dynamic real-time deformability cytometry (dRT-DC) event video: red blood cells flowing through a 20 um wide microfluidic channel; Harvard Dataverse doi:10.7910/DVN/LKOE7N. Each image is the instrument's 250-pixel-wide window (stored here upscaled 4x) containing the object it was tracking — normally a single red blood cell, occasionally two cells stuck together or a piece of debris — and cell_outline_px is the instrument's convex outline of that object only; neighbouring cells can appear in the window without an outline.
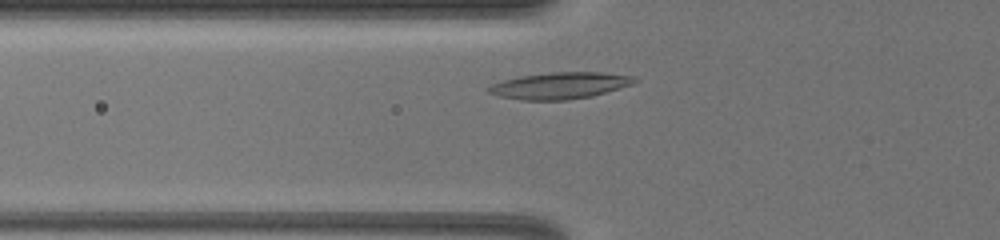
{"species": "common noctule bat (a hibernating species)", "species_latin": "Nyctalus noctula", "temperature_condition": "warm", "stored_images_in_passage": 12, "camera_frame_rate_fps": 3000, "um_per_image_px": 0.085, "animal": {"sex": "female", "body_mass_g": 19.5, "forearm_length_mm": 54.1}, "frame": {"image": 1, "passage_image": 2, "time_ms": 0.667, "image_size_px": [1000, 240], "cell_outline_px": [[640, 80], [632, 84], [592, 96], [568, 100], [524, 100], [500, 96], [488, 92], [488, 88], [492, 84], [504, 80], [520, 76], [552, 72], [600, 72], [632, 76]], "centroid_in_image_um": [47.61, 7.27], "position_along_channel_um": 78.2, "area_um2": 22.37}}
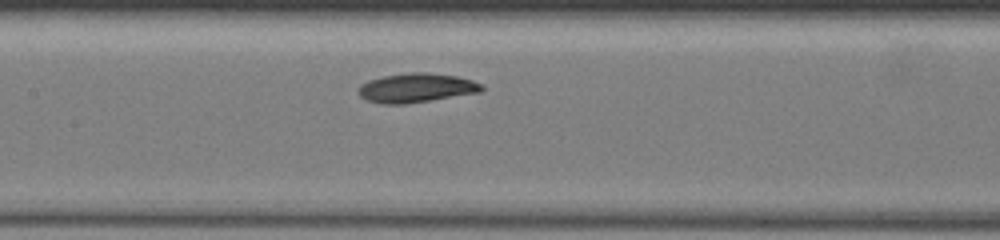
{"frame": {"image": 2, "passage_image": 5, "time_ms": 3.0, "image_size_px": [1000, 240], "cell_outline_px": [[484, 88], [480, 92], [404, 104], [384, 104], [368, 100], [360, 96], [356, 92], [360, 84], [368, 80], [384, 76], [408, 72], [428, 72], [460, 76], [484, 84]], "centroid_in_image_um": [35.39, 7.45], "position_along_channel_um": 172.0, "area_um2": 21.1}}
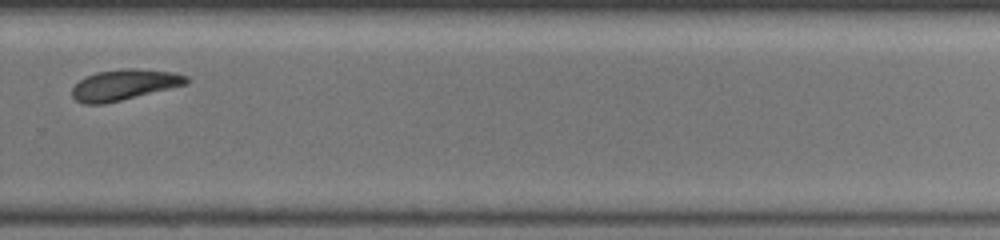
{"frame": {"image": 3, "passage_image": 12, "time_ms": 6.667, "image_size_px": [1000, 240], "cell_outline_px": [[188, 84], [104, 104], [84, 104], [76, 100], [72, 96], [72, 88], [80, 80], [96, 72], [124, 68], [136, 68], [172, 72], [188, 76]], "centroid_in_image_um": [10.56, 7.2], "position_along_channel_um": 319.2, "area_um2": 20.35}}